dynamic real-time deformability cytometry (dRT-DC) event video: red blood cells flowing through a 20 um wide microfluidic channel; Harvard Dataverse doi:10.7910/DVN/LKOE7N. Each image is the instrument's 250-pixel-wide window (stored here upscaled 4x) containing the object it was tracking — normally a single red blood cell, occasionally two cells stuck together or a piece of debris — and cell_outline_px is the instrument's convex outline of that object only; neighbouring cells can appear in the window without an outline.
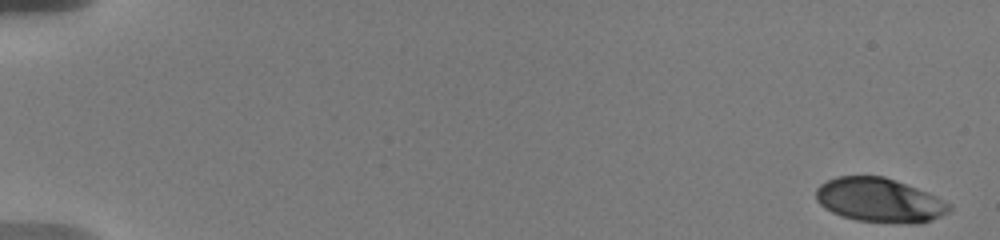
{"species": "human", "species_latin": "Homo sapiens", "temperature_condition": "warm", "stored_images_in_passage": 14, "camera_frame_rate_fps": 3000, "um_per_image_px": 0.085, "donor": {"sex": "male"}, "frame": {"image": 1, "passage_image": 1, "time_ms": 0.0, "image_size_px": [1000, 240], "cell_outline_px": [[952, 208], [948, 212], [932, 220], [920, 224], [896, 224], [856, 220], [840, 216], [824, 208], [816, 200], [816, 188], [820, 184], [836, 176], [884, 176], [896, 180], [928, 192], [952, 204]], "centroid_in_image_um": [74.77, 17.03], "position_along_channel_um": 10.2, "area_um2": 34.8}}
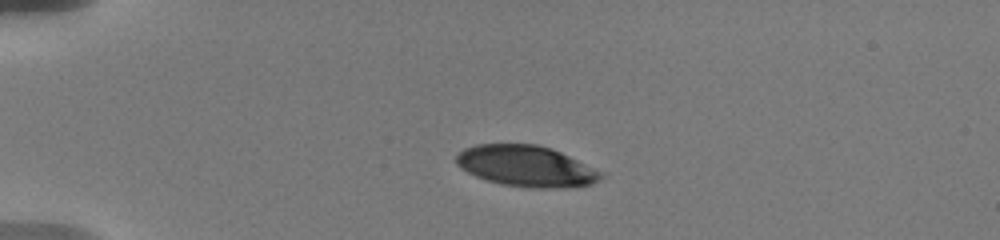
{"frame": {"image": 2, "passage_image": 10, "time_ms": 4.333, "image_size_px": [1000, 240], "cell_outline_px": [[608, 176], [592, 184], [576, 188], [528, 188], [500, 184], [476, 176], [460, 168], [456, 164], [456, 156], [464, 148], [476, 144], [536, 144], [552, 148], [604, 172]], "centroid_in_image_um": [44.8, 14.14], "position_along_channel_um": 40.2, "area_um2": 35.14}}
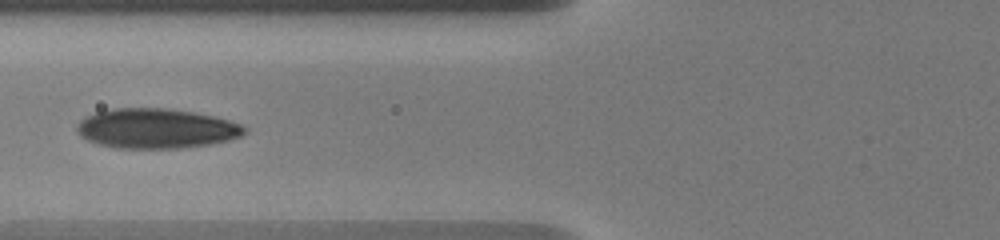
{"frame": {"image": 3, "passage_image": 14, "time_ms": 7.667, "image_size_px": [1000, 240], "cell_outline_px": [[248, 128], [240, 136], [228, 140], [212, 144], [180, 148], [116, 148], [100, 144], [88, 140], [80, 136], [76, 132], [76, 124], [84, 116], [96, 112], [112, 108], [164, 108], [192, 112], [212, 116], [228, 120], [240, 124]], "centroid_in_image_um": [13.23, 10.92], "position_along_channel_um": 112.6, "area_um2": 38.9}}